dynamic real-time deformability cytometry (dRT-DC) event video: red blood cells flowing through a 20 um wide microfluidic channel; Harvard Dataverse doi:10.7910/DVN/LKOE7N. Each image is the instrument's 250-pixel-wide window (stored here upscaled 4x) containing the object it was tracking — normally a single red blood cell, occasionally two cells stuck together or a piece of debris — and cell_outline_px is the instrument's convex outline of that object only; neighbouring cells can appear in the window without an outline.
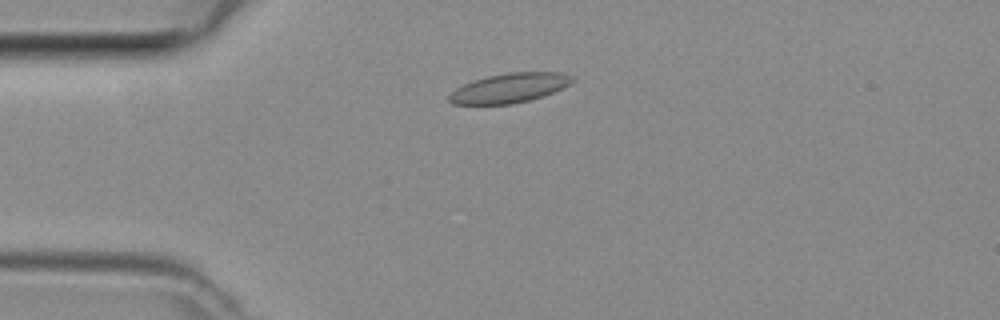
{"species": "common noctule bat (a hibernating species)", "species_latin": "Nyctalus noctula", "temperature_condition": "room temperature", "stored_images_in_passage": 3, "camera_frame_rate_fps": 3000, "um_per_image_px": 0.085, "animal": {"sex": "female", "body_mass_g": 29.2, "forearm_length_mm": 56.3}, "frame": {"image": 1, "passage_image": 1, "time_ms": 0.0, "image_size_px": [1000, 320], "cell_outline_px": [[576, 80], [572, 84], [544, 96], [512, 104], [452, 104], [448, 100], [448, 96], [456, 88], [464, 84], [488, 76], [508, 72], [564, 72], [572, 76]], "centroid_in_image_um": [43.36, 7.47], "position_along_channel_um": 41.6, "area_um2": 21.21}}
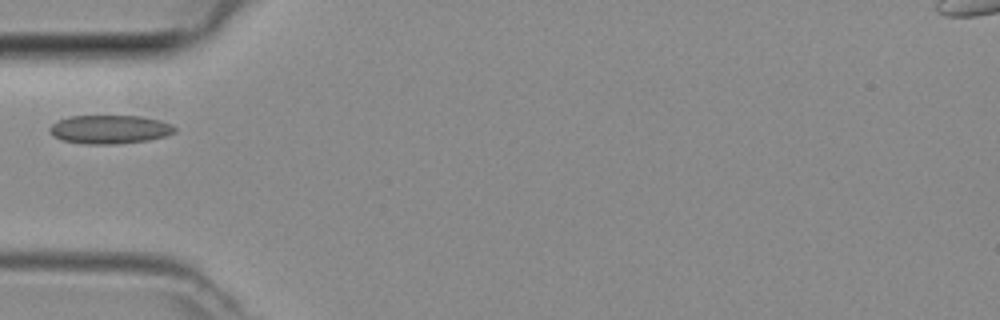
{"frame": {"image": 2, "passage_image": 2, "time_ms": 0.333, "image_size_px": [1000, 320], "cell_outline_px": [[176, 132], [164, 136], [148, 140], [112, 144], [84, 144], [60, 140], [52, 136], [48, 128], [56, 120], [68, 116], [140, 116], [160, 120], [172, 124], [176, 128]], "centroid_in_image_um": [9.28, 10.99], "position_along_channel_um": 75.7, "area_um2": 21.04}}
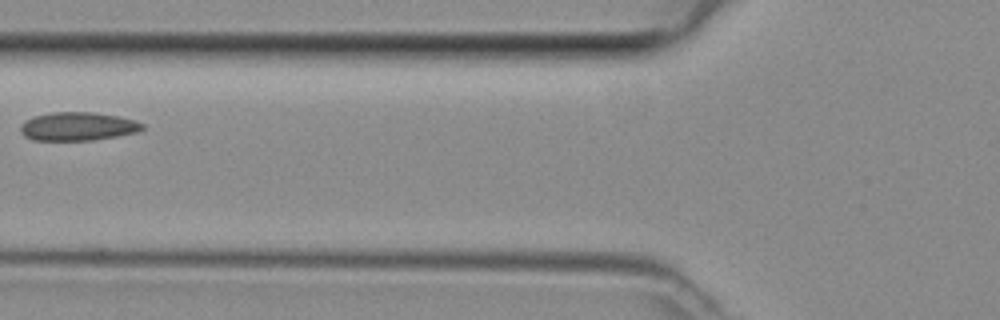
{"frame": {"image": 3, "passage_image": 3, "time_ms": 0.667, "image_size_px": [1000, 320], "cell_outline_px": [[144, 128], [136, 132], [116, 136], [92, 140], [32, 140], [24, 136], [20, 132], [20, 124], [24, 120], [32, 116], [52, 112], [92, 112], [120, 116], [136, 120], [144, 124]], "centroid_in_image_um": [6.58, 10.73], "position_along_channel_um": 119.2, "area_um2": 20.4}}